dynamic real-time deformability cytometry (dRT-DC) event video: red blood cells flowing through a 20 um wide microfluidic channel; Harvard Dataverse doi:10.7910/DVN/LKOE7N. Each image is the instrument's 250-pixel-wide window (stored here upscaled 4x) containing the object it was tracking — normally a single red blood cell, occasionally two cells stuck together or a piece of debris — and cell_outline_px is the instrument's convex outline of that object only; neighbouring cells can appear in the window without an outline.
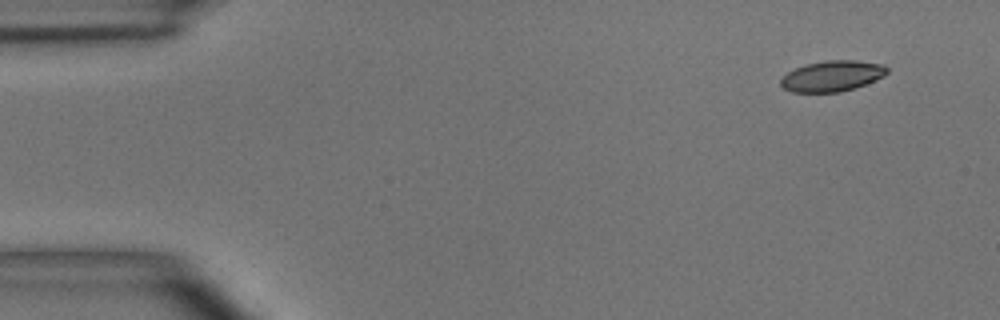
{"species": "common noctule bat (a hibernating species)", "species_latin": "Nyctalus noctula", "temperature_condition": "room temperature", "stored_images_in_passage": 4, "camera_frame_rate_fps": 3000, "um_per_image_px": 0.085, "animal": {"sex": "male", "body_mass_g": 15.6}, "frame": {"image": 1, "passage_image": 1, "time_ms": 0.0, "image_size_px": [1000, 320], "cell_outline_px": [[888, 72], [884, 76], [876, 80], [856, 88], [840, 92], [792, 92], [784, 88], [780, 84], [780, 80], [788, 72], [804, 64], [828, 60], [856, 60], [884, 64], [888, 68]], "centroid_in_image_um": [70.77, 6.46], "position_along_channel_um": 14.2, "area_um2": 19.19}}
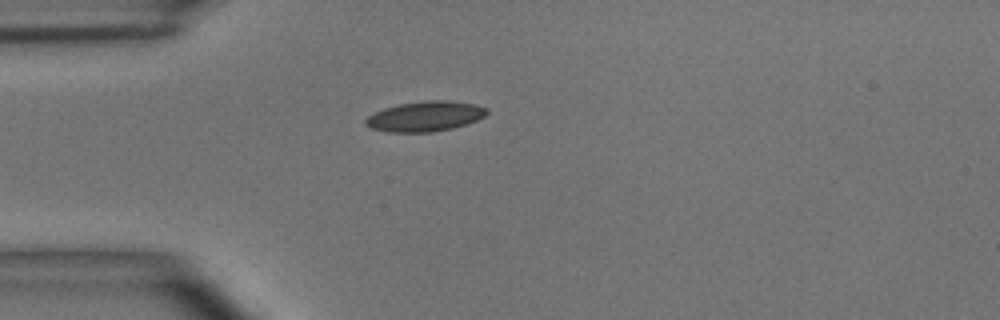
{"frame": {"image": 2, "passage_image": 4, "time_ms": 3.333, "image_size_px": [1000, 320], "cell_outline_px": [[488, 112], [484, 116], [476, 120], [452, 128], [432, 132], [388, 132], [372, 128], [364, 124], [364, 120], [368, 116], [384, 108], [400, 104], [428, 100], [444, 100], [472, 104], [488, 108]], "centroid_in_image_um": [36.11, 9.89], "position_along_channel_um": 48.9, "area_um2": 20.98}}